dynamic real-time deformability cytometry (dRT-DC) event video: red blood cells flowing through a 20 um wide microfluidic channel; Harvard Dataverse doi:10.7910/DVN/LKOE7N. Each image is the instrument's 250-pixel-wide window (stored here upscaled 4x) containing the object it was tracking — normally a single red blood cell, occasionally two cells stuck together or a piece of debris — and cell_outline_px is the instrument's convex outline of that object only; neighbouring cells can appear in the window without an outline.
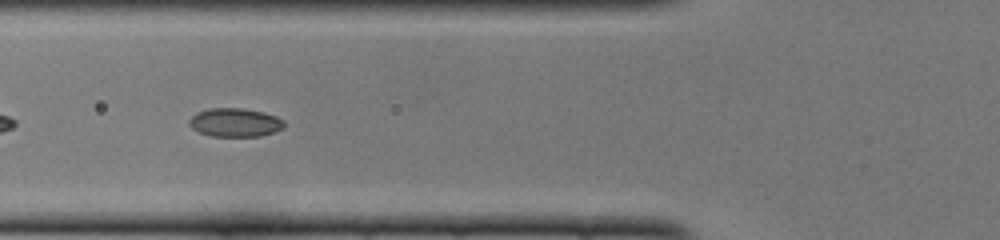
{"species": "common noctule bat (a hibernating species)", "species_latin": "Nyctalus noctula", "temperature_condition": "cold", "stored_images_in_passage": 51, "segment_of_instrument_passage": [2, 2], "camera_frame_rate_fps": 3000, "um_per_image_px": 0.085, "animal": {"sex": "female", "body_mass_g": 22.0, "forearm_length_mm": 56.7}, "frame": {"image": 1, "passage_image": 19, "time_ms": 6.0, "image_size_px": [1000, 240], "cell_outline_px": [[284, 128], [276, 132], [260, 136], [212, 136], [200, 132], [192, 128], [188, 124], [188, 120], [196, 112], [208, 108], [244, 108], [264, 112], [276, 116], [284, 120]], "centroid_in_image_um": [19.99, 10.4], "position_along_channel_um": 105.8, "area_um2": 16.01}}
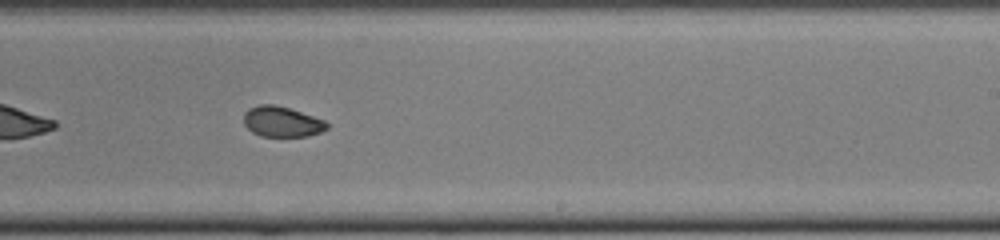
{"frame": {"image": 2, "passage_image": 31, "time_ms": 10.0, "image_size_px": [1000, 240], "cell_outline_px": [[328, 128], [320, 132], [308, 136], [260, 136], [252, 132], [244, 124], [244, 112], [248, 108], [260, 104], [276, 104], [324, 120], [328, 124]], "centroid_in_image_um": [23.93, 10.34], "position_along_channel_um": 265.1, "area_um2": 14.68}}
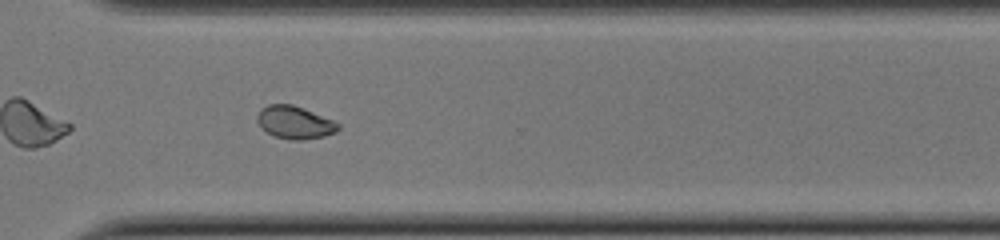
{"frame": {"image": 3, "passage_image": 37, "time_ms": 12.0, "image_size_px": [1000, 240], "cell_outline_px": [[340, 128], [336, 132], [324, 136], [304, 140], [292, 140], [276, 136], [260, 128], [256, 120], [256, 116], [260, 108], [268, 104], [292, 104], [304, 108], [332, 120], [340, 124]], "centroid_in_image_um": [25.03, 10.4], "position_along_channel_um": 345.6, "area_um2": 15.55}}